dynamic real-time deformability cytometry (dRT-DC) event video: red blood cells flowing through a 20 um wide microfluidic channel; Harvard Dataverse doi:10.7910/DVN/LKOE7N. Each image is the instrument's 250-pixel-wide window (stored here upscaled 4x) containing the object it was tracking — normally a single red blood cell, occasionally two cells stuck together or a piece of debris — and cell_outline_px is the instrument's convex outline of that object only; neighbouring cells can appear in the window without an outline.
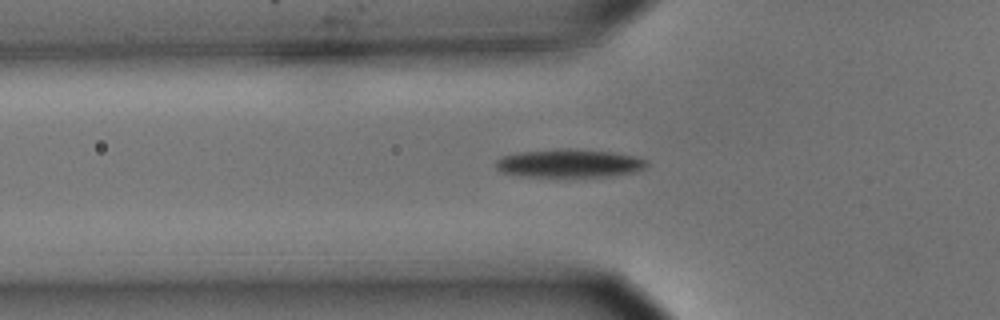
{"species": "common noctule bat (a hibernating species)", "species_latin": "Nyctalus noctula", "temperature_condition": "cold", "stored_images_in_passage": 53, "segment_of_instrument_passage": [1, 2], "camera_frame_rate_fps": 3000, "um_per_image_px": 0.085, "animal": {"sex": "male", "body_mass_g": 15.6}, "frame": {"image": 1, "passage_image": 16, "time_ms": 5.0, "image_size_px": [1000, 320], "cell_outline_px": [[648, 164], [644, 168], [636, 172], [612, 176], [524, 176], [504, 172], [496, 168], [496, 160], [504, 156], [520, 152], [560, 148], [572, 148], [612, 152], [636, 156], [648, 160]], "centroid_in_image_um": [48.46, 13.87], "position_along_channel_um": 77.3, "area_um2": 24.8}}
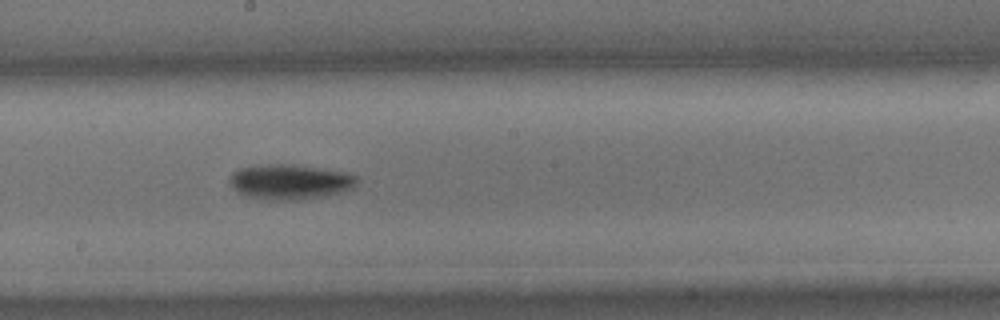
{"frame": {"image": 2, "passage_image": 28, "time_ms": 9.0, "image_size_px": [1000, 320], "cell_outline_px": [[360, 180], [352, 188], [340, 192], [324, 196], [296, 200], [260, 200], [244, 196], [236, 192], [232, 188], [228, 180], [228, 176], [232, 172], [240, 168], [260, 164], [292, 164], [324, 168], [344, 172], [356, 176]], "centroid_in_image_um": [24.58, 15.45], "position_along_channel_um": 223.6, "area_um2": 26.59}}
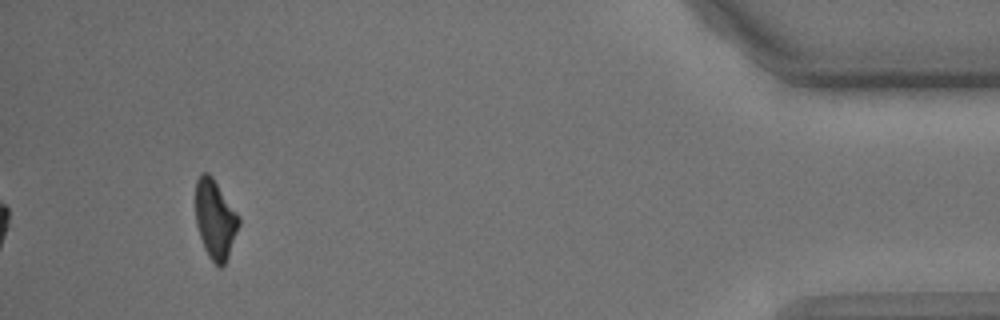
{"frame": {"image": 3, "passage_image": 49, "time_ms": 16.0, "image_size_px": [1000, 320], "cell_outline_px": [[240, 224], [228, 256], [224, 264], [220, 268], [216, 268], [208, 256], [204, 248], [196, 224], [196, 180], [200, 172], [208, 172], [212, 176], [240, 216]], "centroid_in_image_um": [18.29, 18.64], "position_along_channel_um": 416.9, "area_um2": 20.11}}